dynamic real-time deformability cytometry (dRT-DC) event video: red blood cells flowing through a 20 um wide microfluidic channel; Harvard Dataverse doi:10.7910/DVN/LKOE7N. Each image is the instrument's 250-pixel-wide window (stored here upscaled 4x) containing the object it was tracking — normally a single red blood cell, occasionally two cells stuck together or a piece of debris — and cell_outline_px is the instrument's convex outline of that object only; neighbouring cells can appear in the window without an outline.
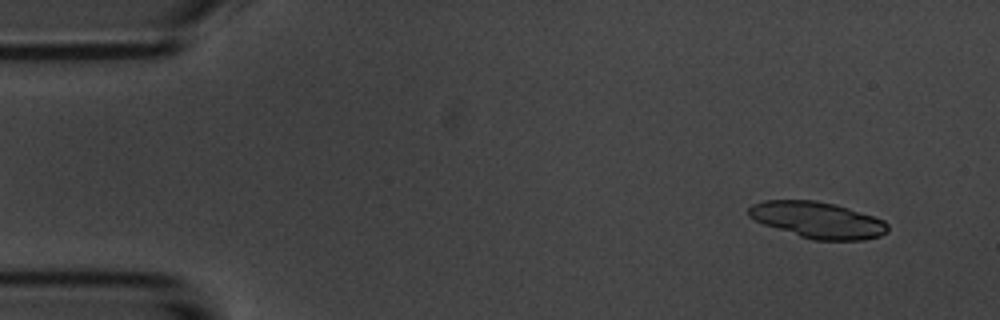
{"species": "common noctule bat (a hibernating species)", "species_latin": "Nyctalus noctula", "temperature_condition": "room temperature", "stored_images_in_passage": 6, "segment_of_instrument_passage": [1, 2], "camera_frame_rate_fps": 3000, "um_per_image_px": 0.085, "animal": {"sex": "male", "body_mass_g": 20.1, "forearm_length_mm": 53.5}, "frame": {"image": 1, "passage_image": 1, "time_ms": 0.0, "image_size_px": [1000, 320], "cell_outline_px": [[888, 232], [880, 236], [864, 240], [812, 240], [764, 224], [748, 216], [748, 208], [752, 204], [764, 200], [816, 200], [836, 204], [884, 220], [888, 224]], "centroid_in_image_um": [69.51, 18.69], "position_along_channel_um": 15.5, "area_um2": 29.36}}